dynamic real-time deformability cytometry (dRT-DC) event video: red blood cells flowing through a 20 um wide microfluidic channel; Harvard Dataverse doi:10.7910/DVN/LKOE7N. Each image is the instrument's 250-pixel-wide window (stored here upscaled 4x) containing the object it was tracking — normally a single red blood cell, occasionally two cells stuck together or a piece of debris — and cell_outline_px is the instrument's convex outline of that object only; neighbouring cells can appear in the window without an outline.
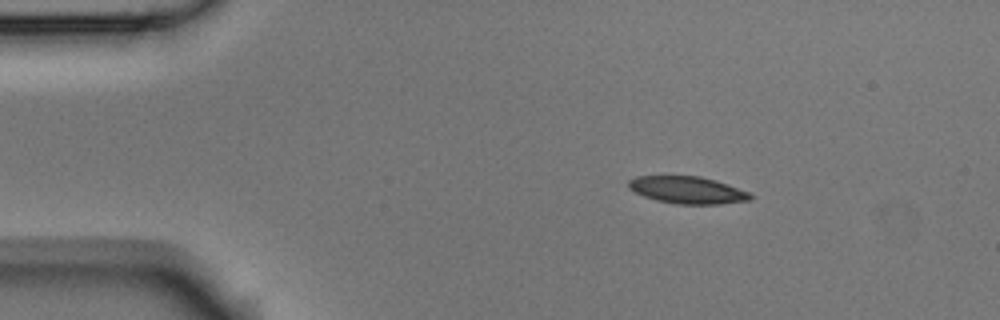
{"species": "Egyptian fruit bat (a non-hibernating species)", "species_latin": "Rousettus aegyptiacus", "temperature_condition": "room temperature", "stored_images_in_passage": 3, "camera_frame_rate_fps": 3000, "um_per_image_px": 0.085, "animal": {"sex": "male"}, "frame": {"image": 1, "passage_image": 2, "time_ms": 0.333, "image_size_px": [1000, 320], "cell_outline_px": [[752, 196], [748, 200], [720, 204], [676, 204], [656, 200], [644, 196], [628, 188], [628, 180], [636, 176], [700, 176], [716, 180], [748, 192]], "centroid_in_image_um": [58.39, 16.15], "position_along_channel_um": 26.6, "area_um2": 19.13}}